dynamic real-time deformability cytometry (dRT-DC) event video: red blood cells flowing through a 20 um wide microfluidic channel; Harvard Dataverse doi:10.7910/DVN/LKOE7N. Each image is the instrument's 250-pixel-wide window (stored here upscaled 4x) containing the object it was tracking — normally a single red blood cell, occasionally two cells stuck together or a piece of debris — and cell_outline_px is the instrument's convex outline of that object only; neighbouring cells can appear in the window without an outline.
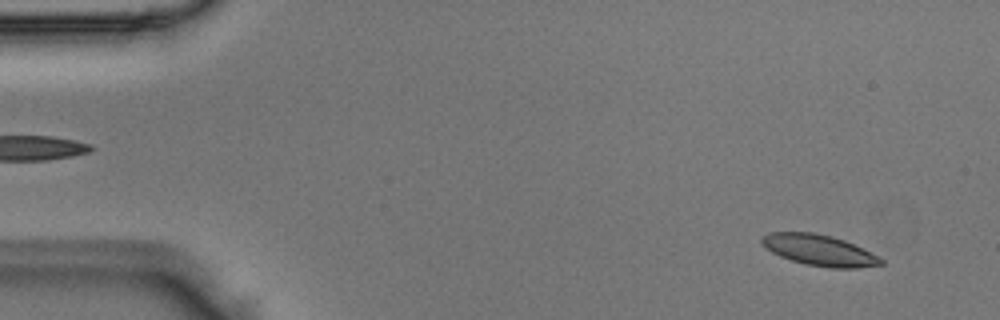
{"species": "Egyptian fruit bat (a non-hibernating species)", "species_latin": "Rousettus aegyptiacus", "temperature_condition": "room temperature", "stored_images_in_passage": 49, "camera_frame_rate_fps": 3000, "um_per_image_px": 0.085, "animal": {"sex": "male"}, "frame": {"image": 1, "passage_image": 3, "time_ms": 0.667, "image_size_px": [1000, 320], "cell_outline_px": [[884, 264], [856, 268], [828, 268], [804, 264], [780, 256], [772, 252], [760, 244], [760, 240], [768, 232], [812, 232], [832, 236], [844, 240], [880, 256], [884, 260]], "centroid_in_image_um": [69.64, 21.27], "position_along_channel_um": 15.4, "area_um2": 21.62}}
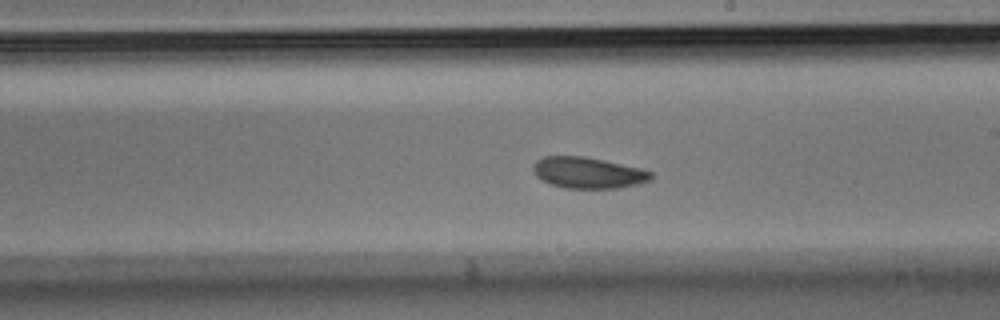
{"frame": {"image": 2, "passage_image": 28, "time_ms": 9.0, "image_size_px": [1000, 320], "cell_outline_px": [[652, 180], [640, 184], [616, 188], [564, 188], [548, 184], [536, 176], [532, 168], [532, 164], [536, 160], [544, 156], [584, 156], [604, 160], [640, 168], [652, 172]], "centroid_in_image_um": [49.96, 14.68], "position_along_channel_um": 239.0, "area_um2": 21.62}}
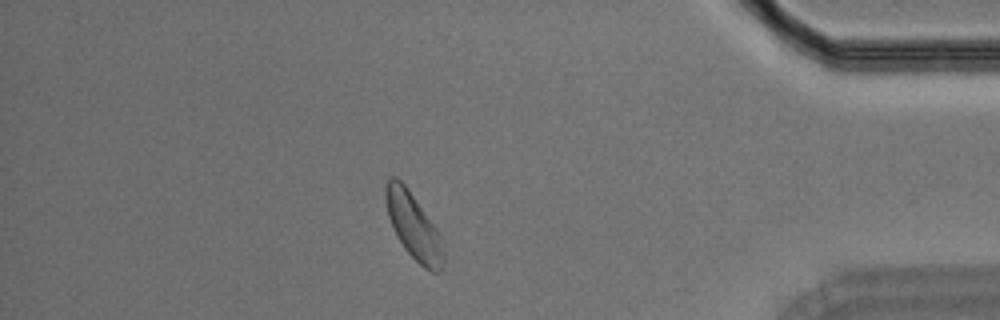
{"frame": {"image": 3, "passage_image": 43, "time_ms": 14.0, "image_size_px": [1000, 320], "cell_outline_px": [[444, 260], [440, 272], [432, 272], [424, 268], [404, 248], [396, 236], [388, 216], [384, 196], [384, 188], [388, 180], [392, 176], [396, 176], [408, 188], [436, 228], [440, 236], [444, 252]], "centroid_in_image_um": [35.13, 19.21], "position_along_channel_um": 400.1, "area_um2": 22.14}}